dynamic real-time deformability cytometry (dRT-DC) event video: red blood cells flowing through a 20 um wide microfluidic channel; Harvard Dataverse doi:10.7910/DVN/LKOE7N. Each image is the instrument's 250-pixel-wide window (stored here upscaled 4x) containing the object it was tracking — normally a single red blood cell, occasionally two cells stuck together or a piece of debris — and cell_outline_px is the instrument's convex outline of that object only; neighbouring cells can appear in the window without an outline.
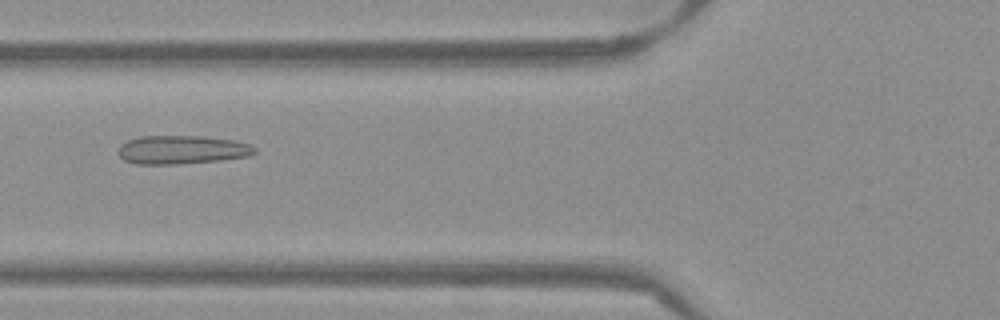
{"species": "Egyptian fruit bat (a non-hibernating species)", "species_latin": "Rousettus aegyptiacus", "temperature_condition": "warm", "stored_images_in_passage": 52, "camera_frame_rate_fps": 3000, "um_per_image_px": 0.085, "frame": {"image": 1, "passage_image": 20, "time_ms": 6.333, "image_size_px": [1000, 320], "cell_outline_px": [[256, 152], [248, 156], [220, 160], [176, 164], [136, 164], [124, 160], [116, 152], [116, 148], [120, 144], [128, 140], [140, 136], [204, 136], [232, 140], [248, 144], [256, 148]], "centroid_in_image_um": [15.4, 12.72], "position_along_channel_um": 110.4, "area_um2": 22.77}}
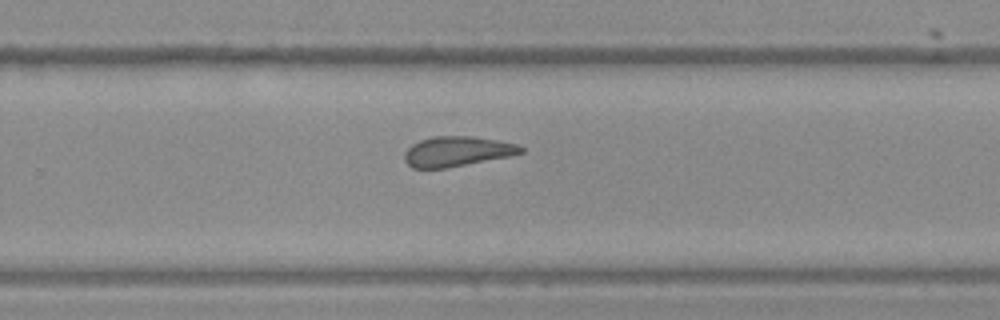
{"frame": {"image": 2, "passage_image": 34, "time_ms": 11.0, "image_size_px": [1000, 320], "cell_outline_px": [[524, 152], [512, 156], [448, 168], [412, 168], [404, 160], [404, 152], [412, 144], [420, 140], [432, 136], [472, 136], [496, 140], [516, 144], [524, 148]], "centroid_in_image_um": [38.85, 12.87], "position_along_channel_um": 290.9, "area_um2": 20.52}}
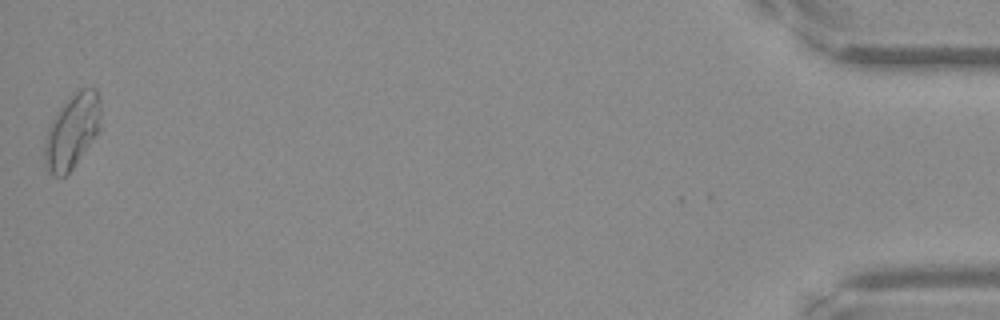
{"frame": {"image": 3, "passage_image": 52, "time_ms": 17.0, "image_size_px": [1000, 320], "cell_outline_px": [[100, 128], [72, 168], [64, 176], [52, 176], [44, 168], [44, 144], [48, 128], [52, 120], [68, 96], [80, 88], [96, 88], [100, 96]], "centroid_in_image_um": [6.11, 11.13], "position_along_channel_um": 429.1, "area_um2": 24.28}, "authors_computed_cell_mechanics": {"area_um2": 21.9062, "velocity_mm_per_s": 3.8641, "shape_relaxation_time_tau1_ms": null, "shape_relaxation_time_tau2_ms": 1.6952, "deformation_change_tau1": null, "deformation_change_tau2": 0.085}}